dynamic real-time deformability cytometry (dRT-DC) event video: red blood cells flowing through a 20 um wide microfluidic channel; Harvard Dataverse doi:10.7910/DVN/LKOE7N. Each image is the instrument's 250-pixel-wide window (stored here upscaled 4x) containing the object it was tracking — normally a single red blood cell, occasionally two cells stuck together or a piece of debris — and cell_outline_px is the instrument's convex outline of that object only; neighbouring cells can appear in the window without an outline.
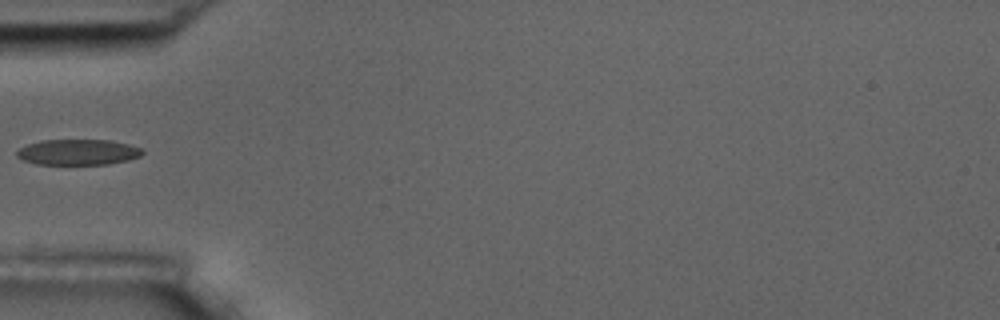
{"species": "common noctule bat (a hibernating species)", "species_latin": "Nyctalus noctula", "temperature_condition": "room temperature", "stored_images_in_passage": 6, "segment_of_instrument_passage": [2, 2], "camera_frame_rate_fps": 3000, "um_per_image_px": 0.085, "animal": {"sex": "male", "body_mass_g": 17.5, "forearm_length_mm": 52.3}, "frame": {"image": 1, "passage_image": 5, "time_ms": 4.667, "image_size_px": [1000, 320], "cell_outline_px": [[144, 152], [140, 156], [128, 160], [108, 164], [36, 164], [24, 160], [16, 156], [16, 152], [20, 148], [28, 144], [40, 140], [112, 140], [144, 148]], "centroid_in_image_um": [6.66, 12.92], "position_along_channel_um": 78.3, "area_um2": 18.84}}